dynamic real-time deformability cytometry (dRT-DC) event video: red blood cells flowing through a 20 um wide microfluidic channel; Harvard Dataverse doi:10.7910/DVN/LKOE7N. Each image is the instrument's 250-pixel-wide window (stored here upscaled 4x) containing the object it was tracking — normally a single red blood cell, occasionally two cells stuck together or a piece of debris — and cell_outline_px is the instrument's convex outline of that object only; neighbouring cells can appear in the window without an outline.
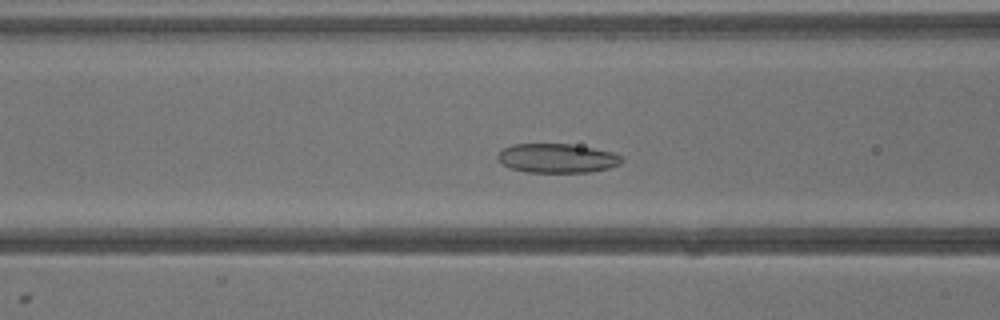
{"species": "common noctule bat (a hibernating species)", "species_latin": "Nyctalus noctula", "temperature_condition": "warm", "stored_images_in_passage": 31, "camera_frame_rate_fps": 3000, "um_per_image_px": 0.085, "animal": {"sex": "male", "body_mass_g": 13.3}, "frame": {"image": 1, "passage_image": 9, "time_ms": 2.667, "image_size_px": [1000, 320], "cell_outline_px": [[624, 160], [620, 164], [608, 168], [588, 172], [524, 172], [512, 168], [504, 164], [496, 156], [504, 148], [512, 144], [572, 144], [612, 152], [620, 156]], "centroid_in_image_um": [47.36, 13.45], "position_along_channel_um": 119.2, "area_um2": 20.87}}
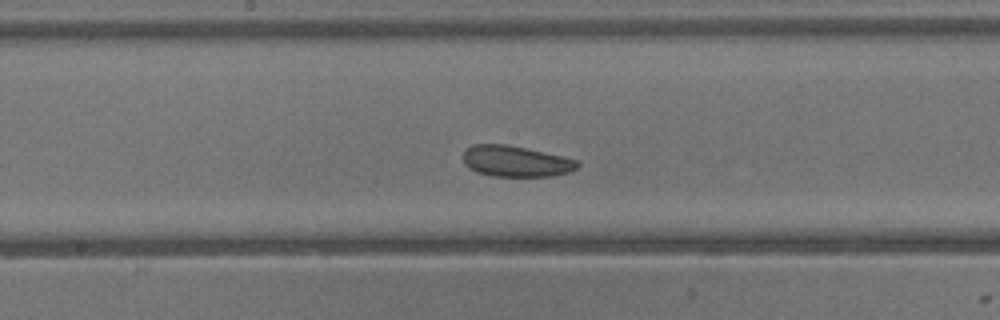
{"frame": {"image": 2, "passage_image": 14, "time_ms": 4.333, "image_size_px": [1000, 320], "cell_outline_px": [[580, 164], [576, 168], [568, 172], [552, 176], [492, 176], [476, 172], [468, 168], [464, 164], [464, 152], [472, 144], [504, 144], [524, 148], [560, 156], [576, 160]], "centroid_in_image_um": [43.79, 13.72], "position_along_channel_um": 204.4, "area_um2": 20.35}}
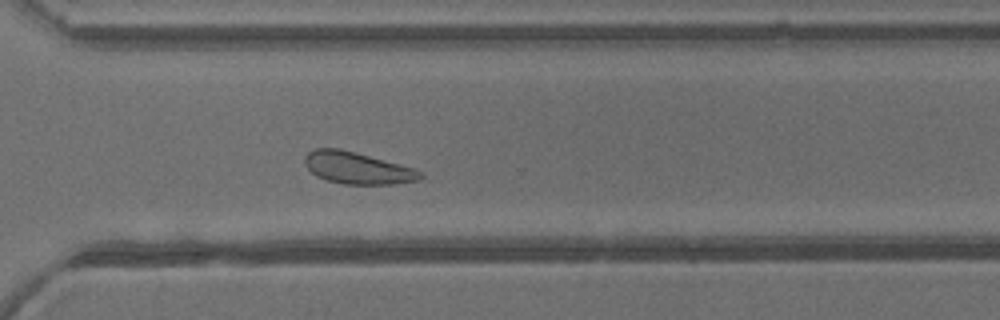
{"frame": {"image": 3, "passage_image": 22, "time_ms": 7.0, "image_size_px": [1000, 320], "cell_outline_px": [[424, 176], [420, 180], [392, 184], [344, 184], [324, 180], [316, 176], [304, 164], [304, 156], [308, 152], [316, 148], [340, 148], [412, 168], [424, 172]], "centroid_in_image_um": [30.35, 14.29], "position_along_channel_um": 340.3, "area_um2": 21.39}}